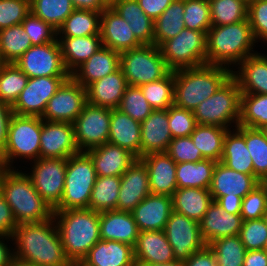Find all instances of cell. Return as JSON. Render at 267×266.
<instances>
[{
    "instance_id": "1",
    "label": "cell",
    "mask_w": 267,
    "mask_h": 266,
    "mask_svg": "<svg viewBox=\"0 0 267 266\" xmlns=\"http://www.w3.org/2000/svg\"><path fill=\"white\" fill-rule=\"evenodd\" d=\"M12 237L14 258L36 266H71L54 217L43 222L20 224Z\"/></svg>"
},
{
    "instance_id": "2",
    "label": "cell",
    "mask_w": 267,
    "mask_h": 266,
    "mask_svg": "<svg viewBox=\"0 0 267 266\" xmlns=\"http://www.w3.org/2000/svg\"><path fill=\"white\" fill-rule=\"evenodd\" d=\"M257 47L248 19L211 26L206 34V64L226 67L232 71L245 58L257 53Z\"/></svg>"
},
{
    "instance_id": "3",
    "label": "cell",
    "mask_w": 267,
    "mask_h": 266,
    "mask_svg": "<svg viewBox=\"0 0 267 266\" xmlns=\"http://www.w3.org/2000/svg\"><path fill=\"white\" fill-rule=\"evenodd\" d=\"M53 211L66 258L71 264L81 263L100 240L99 212L90 208Z\"/></svg>"
},
{
    "instance_id": "4",
    "label": "cell",
    "mask_w": 267,
    "mask_h": 266,
    "mask_svg": "<svg viewBox=\"0 0 267 266\" xmlns=\"http://www.w3.org/2000/svg\"><path fill=\"white\" fill-rule=\"evenodd\" d=\"M18 167L20 169H7L0 182V191L11 207L17 225L51 219L53 209L39 195L22 167Z\"/></svg>"
},
{
    "instance_id": "5",
    "label": "cell",
    "mask_w": 267,
    "mask_h": 266,
    "mask_svg": "<svg viewBox=\"0 0 267 266\" xmlns=\"http://www.w3.org/2000/svg\"><path fill=\"white\" fill-rule=\"evenodd\" d=\"M231 76L230 69L212 64L175 70L174 105L193 111Z\"/></svg>"
},
{
    "instance_id": "6",
    "label": "cell",
    "mask_w": 267,
    "mask_h": 266,
    "mask_svg": "<svg viewBox=\"0 0 267 266\" xmlns=\"http://www.w3.org/2000/svg\"><path fill=\"white\" fill-rule=\"evenodd\" d=\"M41 130V117L13 113L8 125L7 142L2 152L8 169H18V162L22 165L40 158Z\"/></svg>"
},
{
    "instance_id": "7",
    "label": "cell",
    "mask_w": 267,
    "mask_h": 266,
    "mask_svg": "<svg viewBox=\"0 0 267 266\" xmlns=\"http://www.w3.org/2000/svg\"><path fill=\"white\" fill-rule=\"evenodd\" d=\"M241 90L231 76L216 93L201 102L194 110L197 124L233 129L240 119Z\"/></svg>"
},
{
    "instance_id": "8",
    "label": "cell",
    "mask_w": 267,
    "mask_h": 266,
    "mask_svg": "<svg viewBox=\"0 0 267 266\" xmlns=\"http://www.w3.org/2000/svg\"><path fill=\"white\" fill-rule=\"evenodd\" d=\"M96 171L90 156L79 152L67 159L63 196L53 210L88 208Z\"/></svg>"
},
{
    "instance_id": "9",
    "label": "cell",
    "mask_w": 267,
    "mask_h": 266,
    "mask_svg": "<svg viewBox=\"0 0 267 266\" xmlns=\"http://www.w3.org/2000/svg\"><path fill=\"white\" fill-rule=\"evenodd\" d=\"M120 68L128 85L141 86L164 78L171 70L167 67L159 47L154 44L120 53Z\"/></svg>"
},
{
    "instance_id": "10",
    "label": "cell",
    "mask_w": 267,
    "mask_h": 266,
    "mask_svg": "<svg viewBox=\"0 0 267 266\" xmlns=\"http://www.w3.org/2000/svg\"><path fill=\"white\" fill-rule=\"evenodd\" d=\"M159 49L171 71L206 64V33L183 29L164 41Z\"/></svg>"
},
{
    "instance_id": "11",
    "label": "cell",
    "mask_w": 267,
    "mask_h": 266,
    "mask_svg": "<svg viewBox=\"0 0 267 266\" xmlns=\"http://www.w3.org/2000/svg\"><path fill=\"white\" fill-rule=\"evenodd\" d=\"M25 170L39 195L54 209L61 201L65 183L67 159L39 158Z\"/></svg>"
},
{
    "instance_id": "12",
    "label": "cell",
    "mask_w": 267,
    "mask_h": 266,
    "mask_svg": "<svg viewBox=\"0 0 267 266\" xmlns=\"http://www.w3.org/2000/svg\"><path fill=\"white\" fill-rule=\"evenodd\" d=\"M111 109L86 103L73 122L74 139L79 152L108 142Z\"/></svg>"
},
{
    "instance_id": "13",
    "label": "cell",
    "mask_w": 267,
    "mask_h": 266,
    "mask_svg": "<svg viewBox=\"0 0 267 266\" xmlns=\"http://www.w3.org/2000/svg\"><path fill=\"white\" fill-rule=\"evenodd\" d=\"M14 63L29 78L70 76L62 60L58 39L47 44L32 45Z\"/></svg>"
},
{
    "instance_id": "14",
    "label": "cell",
    "mask_w": 267,
    "mask_h": 266,
    "mask_svg": "<svg viewBox=\"0 0 267 266\" xmlns=\"http://www.w3.org/2000/svg\"><path fill=\"white\" fill-rule=\"evenodd\" d=\"M87 103L86 88L71 76L47 102L43 120L73 123Z\"/></svg>"
},
{
    "instance_id": "15",
    "label": "cell",
    "mask_w": 267,
    "mask_h": 266,
    "mask_svg": "<svg viewBox=\"0 0 267 266\" xmlns=\"http://www.w3.org/2000/svg\"><path fill=\"white\" fill-rule=\"evenodd\" d=\"M70 76L29 78L27 85L11 107L14 114L42 117L49 99Z\"/></svg>"
},
{
    "instance_id": "16",
    "label": "cell",
    "mask_w": 267,
    "mask_h": 266,
    "mask_svg": "<svg viewBox=\"0 0 267 266\" xmlns=\"http://www.w3.org/2000/svg\"><path fill=\"white\" fill-rule=\"evenodd\" d=\"M164 231L176 260L185 261L207 245L202 238L199 223L174 211L170 214Z\"/></svg>"
},
{
    "instance_id": "17",
    "label": "cell",
    "mask_w": 267,
    "mask_h": 266,
    "mask_svg": "<svg viewBox=\"0 0 267 266\" xmlns=\"http://www.w3.org/2000/svg\"><path fill=\"white\" fill-rule=\"evenodd\" d=\"M79 153L73 123L42 119L40 158H64Z\"/></svg>"
},
{
    "instance_id": "18",
    "label": "cell",
    "mask_w": 267,
    "mask_h": 266,
    "mask_svg": "<svg viewBox=\"0 0 267 266\" xmlns=\"http://www.w3.org/2000/svg\"><path fill=\"white\" fill-rule=\"evenodd\" d=\"M150 193L147 167L137 159L121 176L116 210L131 212Z\"/></svg>"
},
{
    "instance_id": "19",
    "label": "cell",
    "mask_w": 267,
    "mask_h": 266,
    "mask_svg": "<svg viewBox=\"0 0 267 266\" xmlns=\"http://www.w3.org/2000/svg\"><path fill=\"white\" fill-rule=\"evenodd\" d=\"M130 28L112 7L101 12L100 38L104 47L121 53L142 46Z\"/></svg>"
},
{
    "instance_id": "20",
    "label": "cell",
    "mask_w": 267,
    "mask_h": 266,
    "mask_svg": "<svg viewBox=\"0 0 267 266\" xmlns=\"http://www.w3.org/2000/svg\"><path fill=\"white\" fill-rule=\"evenodd\" d=\"M172 212V196L151 193L131 211L139 232L164 230Z\"/></svg>"
},
{
    "instance_id": "21",
    "label": "cell",
    "mask_w": 267,
    "mask_h": 266,
    "mask_svg": "<svg viewBox=\"0 0 267 266\" xmlns=\"http://www.w3.org/2000/svg\"><path fill=\"white\" fill-rule=\"evenodd\" d=\"M257 185L259 180L254 175L239 173L228 168L222 162H217L213 172V177L209 191L213 201L221 196L244 198Z\"/></svg>"
},
{
    "instance_id": "22",
    "label": "cell",
    "mask_w": 267,
    "mask_h": 266,
    "mask_svg": "<svg viewBox=\"0 0 267 266\" xmlns=\"http://www.w3.org/2000/svg\"><path fill=\"white\" fill-rule=\"evenodd\" d=\"M146 165L151 194L172 196L178 189L176 163L166 152L150 153L140 158Z\"/></svg>"
},
{
    "instance_id": "23",
    "label": "cell",
    "mask_w": 267,
    "mask_h": 266,
    "mask_svg": "<svg viewBox=\"0 0 267 266\" xmlns=\"http://www.w3.org/2000/svg\"><path fill=\"white\" fill-rule=\"evenodd\" d=\"M86 153L93 161L96 175L103 177H121L137 160L128 150L108 142L87 150Z\"/></svg>"
},
{
    "instance_id": "24",
    "label": "cell",
    "mask_w": 267,
    "mask_h": 266,
    "mask_svg": "<svg viewBox=\"0 0 267 266\" xmlns=\"http://www.w3.org/2000/svg\"><path fill=\"white\" fill-rule=\"evenodd\" d=\"M242 222L240 214L228 213L213 201L199 222V227L203 240L209 245L216 239L239 235Z\"/></svg>"
},
{
    "instance_id": "25",
    "label": "cell",
    "mask_w": 267,
    "mask_h": 266,
    "mask_svg": "<svg viewBox=\"0 0 267 266\" xmlns=\"http://www.w3.org/2000/svg\"><path fill=\"white\" fill-rule=\"evenodd\" d=\"M133 248L136 264H163L176 260L164 230L139 232Z\"/></svg>"
},
{
    "instance_id": "26",
    "label": "cell",
    "mask_w": 267,
    "mask_h": 266,
    "mask_svg": "<svg viewBox=\"0 0 267 266\" xmlns=\"http://www.w3.org/2000/svg\"><path fill=\"white\" fill-rule=\"evenodd\" d=\"M120 69V52L102 46L70 76L86 88L89 84Z\"/></svg>"
},
{
    "instance_id": "27",
    "label": "cell",
    "mask_w": 267,
    "mask_h": 266,
    "mask_svg": "<svg viewBox=\"0 0 267 266\" xmlns=\"http://www.w3.org/2000/svg\"><path fill=\"white\" fill-rule=\"evenodd\" d=\"M232 76L241 93L267 94V54L248 56L232 70Z\"/></svg>"
},
{
    "instance_id": "28",
    "label": "cell",
    "mask_w": 267,
    "mask_h": 266,
    "mask_svg": "<svg viewBox=\"0 0 267 266\" xmlns=\"http://www.w3.org/2000/svg\"><path fill=\"white\" fill-rule=\"evenodd\" d=\"M167 110H153L141 122V157L158 152H166L172 140Z\"/></svg>"
},
{
    "instance_id": "29",
    "label": "cell",
    "mask_w": 267,
    "mask_h": 266,
    "mask_svg": "<svg viewBox=\"0 0 267 266\" xmlns=\"http://www.w3.org/2000/svg\"><path fill=\"white\" fill-rule=\"evenodd\" d=\"M100 240H113L135 246L139 230L129 211L110 210L99 213Z\"/></svg>"
},
{
    "instance_id": "30",
    "label": "cell",
    "mask_w": 267,
    "mask_h": 266,
    "mask_svg": "<svg viewBox=\"0 0 267 266\" xmlns=\"http://www.w3.org/2000/svg\"><path fill=\"white\" fill-rule=\"evenodd\" d=\"M108 143L128 150L141 158V123L119 109H111Z\"/></svg>"
},
{
    "instance_id": "31",
    "label": "cell",
    "mask_w": 267,
    "mask_h": 266,
    "mask_svg": "<svg viewBox=\"0 0 267 266\" xmlns=\"http://www.w3.org/2000/svg\"><path fill=\"white\" fill-rule=\"evenodd\" d=\"M83 266H136L133 246L99 240L80 263Z\"/></svg>"
},
{
    "instance_id": "32",
    "label": "cell",
    "mask_w": 267,
    "mask_h": 266,
    "mask_svg": "<svg viewBox=\"0 0 267 266\" xmlns=\"http://www.w3.org/2000/svg\"><path fill=\"white\" fill-rule=\"evenodd\" d=\"M127 86V80L120 68L86 87L87 102L95 106L116 109Z\"/></svg>"
},
{
    "instance_id": "33",
    "label": "cell",
    "mask_w": 267,
    "mask_h": 266,
    "mask_svg": "<svg viewBox=\"0 0 267 266\" xmlns=\"http://www.w3.org/2000/svg\"><path fill=\"white\" fill-rule=\"evenodd\" d=\"M220 162L239 173L254 175L253 161L244 138V126L228 129Z\"/></svg>"
},
{
    "instance_id": "34",
    "label": "cell",
    "mask_w": 267,
    "mask_h": 266,
    "mask_svg": "<svg viewBox=\"0 0 267 266\" xmlns=\"http://www.w3.org/2000/svg\"><path fill=\"white\" fill-rule=\"evenodd\" d=\"M66 70L71 74L103 45L100 35L57 37Z\"/></svg>"
},
{
    "instance_id": "35",
    "label": "cell",
    "mask_w": 267,
    "mask_h": 266,
    "mask_svg": "<svg viewBox=\"0 0 267 266\" xmlns=\"http://www.w3.org/2000/svg\"><path fill=\"white\" fill-rule=\"evenodd\" d=\"M213 202L209 189L178 188L172 195L173 211L198 223Z\"/></svg>"
},
{
    "instance_id": "36",
    "label": "cell",
    "mask_w": 267,
    "mask_h": 266,
    "mask_svg": "<svg viewBox=\"0 0 267 266\" xmlns=\"http://www.w3.org/2000/svg\"><path fill=\"white\" fill-rule=\"evenodd\" d=\"M111 7L128 22L142 45L153 44L154 20L146 15L137 0H119Z\"/></svg>"
},
{
    "instance_id": "37",
    "label": "cell",
    "mask_w": 267,
    "mask_h": 266,
    "mask_svg": "<svg viewBox=\"0 0 267 266\" xmlns=\"http://www.w3.org/2000/svg\"><path fill=\"white\" fill-rule=\"evenodd\" d=\"M216 163L211 159L178 163L176 165L178 188L209 189Z\"/></svg>"
},
{
    "instance_id": "38",
    "label": "cell",
    "mask_w": 267,
    "mask_h": 266,
    "mask_svg": "<svg viewBox=\"0 0 267 266\" xmlns=\"http://www.w3.org/2000/svg\"><path fill=\"white\" fill-rule=\"evenodd\" d=\"M227 131L223 127L198 124L190 137L204 159L220 162Z\"/></svg>"
},
{
    "instance_id": "39",
    "label": "cell",
    "mask_w": 267,
    "mask_h": 266,
    "mask_svg": "<svg viewBox=\"0 0 267 266\" xmlns=\"http://www.w3.org/2000/svg\"><path fill=\"white\" fill-rule=\"evenodd\" d=\"M184 24V0H174L154 21L153 44L159 47L164 41L177 36Z\"/></svg>"
},
{
    "instance_id": "40",
    "label": "cell",
    "mask_w": 267,
    "mask_h": 266,
    "mask_svg": "<svg viewBox=\"0 0 267 266\" xmlns=\"http://www.w3.org/2000/svg\"><path fill=\"white\" fill-rule=\"evenodd\" d=\"M101 12L75 9L57 30V37L100 35Z\"/></svg>"
},
{
    "instance_id": "41",
    "label": "cell",
    "mask_w": 267,
    "mask_h": 266,
    "mask_svg": "<svg viewBox=\"0 0 267 266\" xmlns=\"http://www.w3.org/2000/svg\"><path fill=\"white\" fill-rule=\"evenodd\" d=\"M121 185V177L97 176L91 191L88 208L96 212L116 210Z\"/></svg>"
},
{
    "instance_id": "42",
    "label": "cell",
    "mask_w": 267,
    "mask_h": 266,
    "mask_svg": "<svg viewBox=\"0 0 267 266\" xmlns=\"http://www.w3.org/2000/svg\"><path fill=\"white\" fill-rule=\"evenodd\" d=\"M32 43L21 24L0 30V58L3 63H14Z\"/></svg>"
},
{
    "instance_id": "43",
    "label": "cell",
    "mask_w": 267,
    "mask_h": 266,
    "mask_svg": "<svg viewBox=\"0 0 267 266\" xmlns=\"http://www.w3.org/2000/svg\"><path fill=\"white\" fill-rule=\"evenodd\" d=\"M28 79L15 63H3L0 67V101L12 107Z\"/></svg>"
},
{
    "instance_id": "44",
    "label": "cell",
    "mask_w": 267,
    "mask_h": 266,
    "mask_svg": "<svg viewBox=\"0 0 267 266\" xmlns=\"http://www.w3.org/2000/svg\"><path fill=\"white\" fill-rule=\"evenodd\" d=\"M174 84L175 71H170L164 78L139 87L154 110H167L174 105Z\"/></svg>"
},
{
    "instance_id": "45",
    "label": "cell",
    "mask_w": 267,
    "mask_h": 266,
    "mask_svg": "<svg viewBox=\"0 0 267 266\" xmlns=\"http://www.w3.org/2000/svg\"><path fill=\"white\" fill-rule=\"evenodd\" d=\"M74 10L71 0H30V11L56 30Z\"/></svg>"
},
{
    "instance_id": "46",
    "label": "cell",
    "mask_w": 267,
    "mask_h": 266,
    "mask_svg": "<svg viewBox=\"0 0 267 266\" xmlns=\"http://www.w3.org/2000/svg\"><path fill=\"white\" fill-rule=\"evenodd\" d=\"M267 123V94H241L238 125L260 128Z\"/></svg>"
},
{
    "instance_id": "47",
    "label": "cell",
    "mask_w": 267,
    "mask_h": 266,
    "mask_svg": "<svg viewBox=\"0 0 267 266\" xmlns=\"http://www.w3.org/2000/svg\"><path fill=\"white\" fill-rule=\"evenodd\" d=\"M211 24L221 26L248 19V5L242 0H209Z\"/></svg>"
},
{
    "instance_id": "48",
    "label": "cell",
    "mask_w": 267,
    "mask_h": 266,
    "mask_svg": "<svg viewBox=\"0 0 267 266\" xmlns=\"http://www.w3.org/2000/svg\"><path fill=\"white\" fill-rule=\"evenodd\" d=\"M208 246L214 252L217 266H243L247 250L239 235L216 239Z\"/></svg>"
},
{
    "instance_id": "49",
    "label": "cell",
    "mask_w": 267,
    "mask_h": 266,
    "mask_svg": "<svg viewBox=\"0 0 267 266\" xmlns=\"http://www.w3.org/2000/svg\"><path fill=\"white\" fill-rule=\"evenodd\" d=\"M244 138L253 161L254 176L260 180L267 174V139L259 128L245 126Z\"/></svg>"
},
{
    "instance_id": "50",
    "label": "cell",
    "mask_w": 267,
    "mask_h": 266,
    "mask_svg": "<svg viewBox=\"0 0 267 266\" xmlns=\"http://www.w3.org/2000/svg\"><path fill=\"white\" fill-rule=\"evenodd\" d=\"M117 109L140 123L154 110L144 97L140 87L132 85L127 86Z\"/></svg>"
},
{
    "instance_id": "51",
    "label": "cell",
    "mask_w": 267,
    "mask_h": 266,
    "mask_svg": "<svg viewBox=\"0 0 267 266\" xmlns=\"http://www.w3.org/2000/svg\"><path fill=\"white\" fill-rule=\"evenodd\" d=\"M184 24L186 29L207 34L212 26L209 0H184Z\"/></svg>"
},
{
    "instance_id": "52",
    "label": "cell",
    "mask_w": 267,
    "mask_h": 266,
    "mask_svg": "<svg viewBox=\"0 0 267 266\" xmlns=\"http://www.w3.org/2000/svg\"><path fill=\"white\" fill-rule=\"evenodd\" d=\"M239 237L247 251L264 250L267 244V225L264 219L243 221Z\"/></svg>"
},
{
    "instance_id": "53",
    "label": "cell",
    "mask_w": 267,
    "mask_h": 266,
    "mask_svg": "<svg viewBox=\"0 0 267 266\" xmlns=\"http://www.w3.org/2000/svg\"><path fill=\"white\" fill-rule=\"evenodd\" d=\"M21 25L27 33L32 45L47 44L57 39V30L49 23L35 16L32 12L26 16Z\"/></svg>"
},
{
    "instance_id": "54",
    "label": "cell",
    "mask_w": 267,
    "mask_h": 266,
    "mask_svg": "<svg viewBox=\"0 0 267 266\" xmlns=\"http://www.w3.org/2000/svg\"><path fill=\"white\" fill-rule=\"evenodd\" d=\"M168 123L172 138L190 136L198 125L193 111L175 105L168 108Z\"/></svg>"
},
{
    "instance_id": "55",
    "label": "cell",
    "mask_w": 267,
    "mask_h": 266,
    "mask_svg": "<svg viewBox=\"0 0 267 266\" xmlns=\"http://www.w3.org/2000/svg\"><path fill=\"white\" fill-rule=\"evenodd\" d=\"M30 12V0H0V30L21 24Z\"/></svg>"
},
{
    "instance_id": "56",
    "label": "cell",
    "mask_w": 267,
    "mask_h": 266,
    "mask_svg": "<svg viewBox=\"0 0 267 266\" xmlns=\"http://www.w3.org/2000/svg\"><path fill=\"white\" fill-rule=\"evenodd\" d=\"M248 21L255 41L264 43V49L267 45V0H255L248 5Z\"/></svg>"
},
{
    "instance_id": "57",
    "label": "cell",
    "mask_w": 267,
    "mask_h": 266,
    "mask_svg": "<svg viewBox=\"0 0 267 266\" xmlns=\"http://www.w3.org/2000/svg\"><path fill=\"white\" fill-rule=\"evenodd\" d=\"M166 153L176 164L204 160L201 152L195 147L190 136L173 138L169 143Z\"/></svg>"
},
{
    "instance_id": "58",
    "label": "cell",
    "mask_w": 267,
    "mask_h": 266,
    "mask_svg": "<svg viewBox=\"0 0 267 266\" xmlns=\"http://www.w3.org/2000/svg\"><path fill=\"white\" fill-rule=\"evenodd\" d=\"M266 210V194L264 190L259 185H257L242 199L240 215L243 221L261 219L263 218Z\"/></svg>"
},
{
    "instance_id": "59",
    "label": "cell",
    "mask_w": 267,
    "mask_h": 266,
    "mask_svg": "<svg viewBox=\"0 0 267 266\" xmlns=\"http://www.w3.org/2000/svg\"><path fill=\"white\" fill-rule=\"evenodd\" d=\"M17 226L11 207L0 191V235L12 237Z\"/></svg>"
},
{
    "instance_id": "60",
    "label": "cell",
    "mask_w": 267,
    "mask_h": 266,
    "mask_svg": "<svg viewBox=\"0 0 267 266\" xmlns=\"http://www.w3.org/2000/svg\"><path fill=\"white\" fill-rule=\"evenodd\" d=\"M184 262L186 266H217L214 252L208 245L194 252Z\"/></svg>"
},
{
    "instance_id": "61",
    "label": "cell",
    "mask_w": 267,
    "mask_h": 266,
    "mask_svg": "<svg viewBox=\"0 0 267 266\" xmlns=\"http://www.w3.org/2000/svg\"><path fill=\"white\" fill-rule=\"evenodd\" d=\"M139 6L152 20H156L174 0H137Z\"/></svg>"
},
{
    "instance_id": "62",
    "label": "cell",
    "mask_w": 267,
    "mask_h": 266,
    "mask_svg": "<svg viewBox=\"0 0 267 266\" xmlns=\"http://www.w3.org/2000/svg\"><path fill=\"white\" fill-rule=\"evenodd\" d=\"M13 111L11 106L0 101V152L2 153L6 142L8 134V125Z\"/></svg>"
},
{
    "instance_id": "63",
    "label": "cell",
    "mask_w": 267,
    "mask_h": 266,
    "mask_svg": "<svg viewBox=\"0 0 267 266\" xmlns=\"http://www.w3.org/2000/svg\"><path fill=\"white\" fill-rule=\"evenodd\" d=\"M11 244L13 245V237L0 235V266H9L14 258V249Z\"/></svg>"
},
{
    "instance_id": "64",
    "label": "cell",
    "mask_w": 267,
    "mask_h": 266,
    "mask_svg": "<svg viewBox=\"0 0 267 266\" xmlns=\"http://www.w3.org/2000/svg\"><path fill=\"white\" fill-rule=\"evenodd\" d=\"M242 199L243 198L236 195L235 197H228V195H226L219 197L215 202L228 213L240 214Z\"/></svg>"
},
{
    "instance_id": "65",
    "label": "cell",
    "mask_w": 267,
    "mask_h": 266,
    "mask_svg": "<svg viewBox=\"0 0 267 266\" xmlns=\"http://www.w3.org/2000/svg\"><path fill=\"white\" fill-rule=\"evenodd\" d=\"M243 266H267L266 250L246 251Z\"/></svg>"
},
{
    "instance_id": "66",
    "label": "cell",
    "mask_w": 267,
    "mask_h": 266,
    "mask_svg": "<svg viewBox=\"0 0 267 266\" xmlns=\"http://www.w3.org/2000/svg\"><path fill=\"white\" fill-rule=\"evenodd\" d=\"M75 9L102 12L109 6L104 0H71Z\"/></svg>"
},
{
    "instance_id": "67",
    "label": "cell",
    "mask_w": 267,
    "mask_h": 266,
    "mask_svg": "<svg viewBox=\"0 0 267 266\" xmlns=\"http://www.w3.org/2000/svg\"><path fill=\"white\" fill-rule=\"evenodd\" d=\"M136 266H186L184 261L175 260L173 262L163 263V264H136Z\"/></svg>"
},
{
    "instance_id": "68",
    "label": "cell",
    "mask_w": 267,
    "mask_h": 266,
    "mask_svg": "<svg viewBox=\"0 0 267 266\" xmlns=\"http://www.w3.org/2000/svg\"><path fill=\"white\" fill-rule=\"evenodd\" d=\"M9 266H36V265L31 264V263H27V262H24V261H21V260H19L17 258H13L10 261Z\"/></svg>"
},
{
    "instance_id": "69",
    "label": "cell",
    "mask_w": 267,
    "mask_h": 266,
    "mask_svg": "<svg viewBox=\"0 0 267 266\" xmlns=\"http://www.w3.org/2000/svg\"><path fill=\"white\" fill-rule=\"evenodd\" d=\"M7 169L8 168L5 165V162H4V159H3V155L0 152V182H1L2 176L4 175V173L6 172Z\"/></svg>"
},
{
    "instance_id": "70",
    "label": "cell",
    "mask_w": 267,
    "mask_h": 266,
    "mask_svg": "<svg viewBox=\"0 0 267 266\" xmlns=\"http://www.w3.org/2000/svg\"><path fill=\"white\" fill-rule=\"evenodd\" d=\"M259 186L264 190L267 197V174L259 180Z\"/></svg>"
},
{
    "instance_id": "71",
    "label": "cell",
    "mask_w": 267,
    "mask_h": 266,
    "mask_svg": "<svg viewBox=\"0 0 267 266\" xmlns=\"http://www.w3.org/2000/svg\"><path fill=\"white\" fill-rule=\"evenodd\" d=\"M267 139V123L259 128Z\"/></svg>"
},
{
    "instance_id": "72",
    "label": "cell",
    "mask_w": 267,
    "mask_h": 266,
    "mask_svg": "<svg viewBox=\"0 0 267 266\" xmlns=\"http://www.w3.org/2000/svg\"><path fill=\"white\" fill-rule=\"evenodd\" d=\"M104 1L109 7H111L115 2H117L119 0H104Z\"/></svg>"
},
{
    "instance_id": "73",
    "label": "cell",
    "mask_w": 267,
    "mask_h": 266,
    "mask_svg": "<svg viewBox=\"0 0 267 266\" xmlns=\"http://www.w3.org/2000/svg\"><path fill=\"white\" fill-rule=\"evenodd\" d=\"M263 219L267 225V210L265 211L264 215H263Z\"/></svg>"
},
{
    "instance_id": "74",
    "label": "cell",
    "mask_w": 267,
    "mask_h": 266,
    "mask_svg": "<svg viewBox=\"0 0 267 266\" xmlns=\"http://www.w3.org/2000/svg\"><path fill=\"white\" fill-rule=\"evenodd\" d=\"M243 2H245L247 5H249L250 3L254 2L255 0H242Z\"/></svg>"
},
{
    "instance_id": "75",
    "label": "cell",
    "mask_w": 267,
    "mask_h": 266,
    "mask_svg": "<svg viewBox=\"0 0 267 266\" xmlns=\"http://www.w3.org/2000/svg\"><path fill=\"white\" fill-rule=\"evenodd\" d=\"M71 266H83L80 263H72Z\"/></svg>"
}]
</instances>
